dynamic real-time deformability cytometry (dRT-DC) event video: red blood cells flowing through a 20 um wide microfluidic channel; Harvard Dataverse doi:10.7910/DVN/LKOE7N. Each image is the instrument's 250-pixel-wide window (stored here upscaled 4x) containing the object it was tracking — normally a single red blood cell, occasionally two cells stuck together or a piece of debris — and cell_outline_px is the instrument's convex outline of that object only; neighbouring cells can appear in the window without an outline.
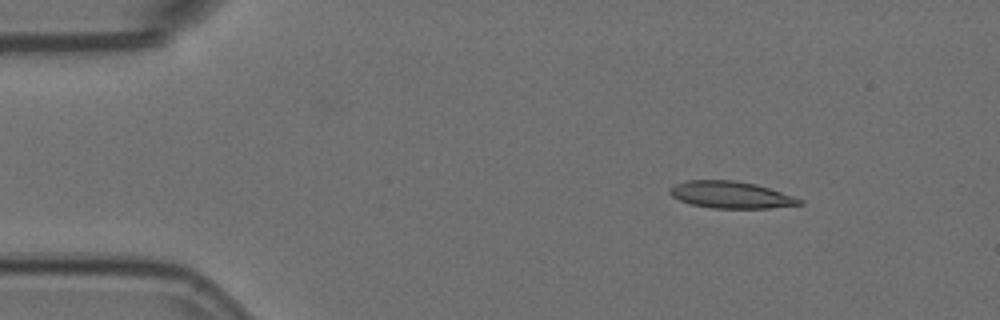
{"species": "Egyptian fruit bat (a non-hibernating species)", "species_latin": "Rousettus aegyptiacus", "temperature_condition": "room temperature", "stored_images_in_passage": 7, "camera_frame_rate_fps": 3000, "um_per_image_px": 0.085, "animal": {"sex": "female"}, "frame": {"image": 1, "passage_image": 3, "time_ms": 0.667, "image_size_px": [1000, 320], "cell_outline_px": [[804, 204], [772, 208], [712, 208], [692, 204], [680, 200], [672, 196], [668, 192], [668, 188], [676, 184], [688, 180], [736, 180], [756, 184], [804, 200]], "centroid_in_image_um": [62.12, 16.56], "position_along_channel_um": 22.9, "area_um2": 20.29}}
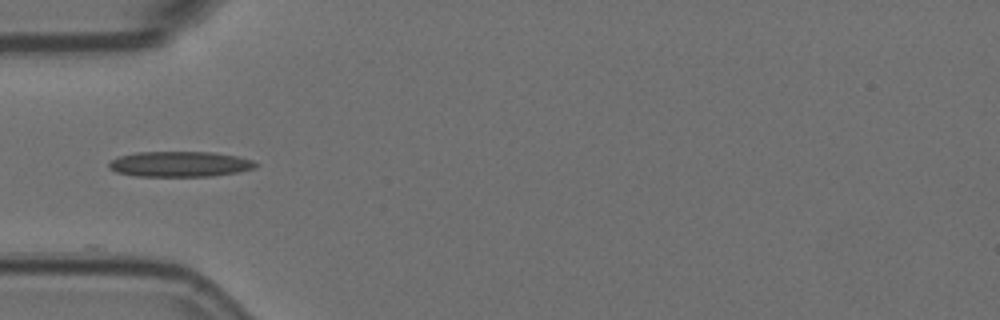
{"frame": {"image": 2, "passage_image": 6, "time_ms": 1.667, "image_size_px": [1000, 320], "cell_outline_px": [[260, 164], [256, 168], [240, 172], [212, 176], [136, 176], [116, 172], [108, 164], [112, 160], [120, 156], [136, 152], [212, 152], [236, 156], [252, 160]], "centroid_in_image_um": [15.35, 13.95], "position_along_channel_um": 69.7, "area_um2": 21.73}}
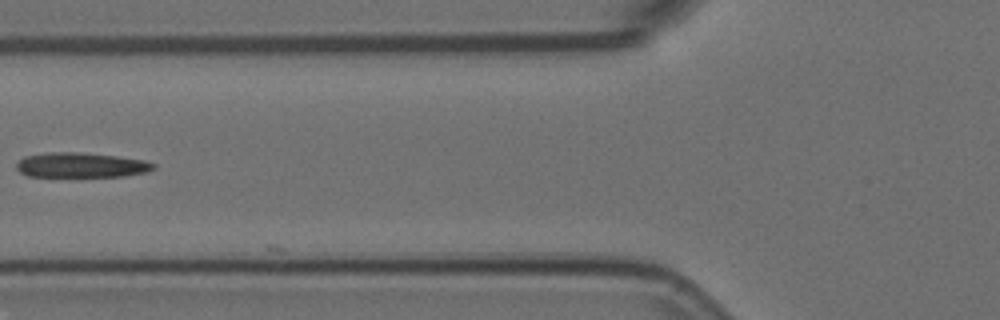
{"frame": {"image": 3, "passage_image": 7, "time_ms": 2.0, "image_size_px": [1000, 320], "cell_outline_px": [[156, 168], [148, 172], [124, 176], [28, 176], [20, 172], [16, 168], [16, 164], [24, 156], [44, 152], [80, 152], [116, 156], [144, 160], [156, 164]], "centroid_in_image_um": [6.9, 14.02], "position_along_channel_um": 118.9, "area_um2": 19.94}}